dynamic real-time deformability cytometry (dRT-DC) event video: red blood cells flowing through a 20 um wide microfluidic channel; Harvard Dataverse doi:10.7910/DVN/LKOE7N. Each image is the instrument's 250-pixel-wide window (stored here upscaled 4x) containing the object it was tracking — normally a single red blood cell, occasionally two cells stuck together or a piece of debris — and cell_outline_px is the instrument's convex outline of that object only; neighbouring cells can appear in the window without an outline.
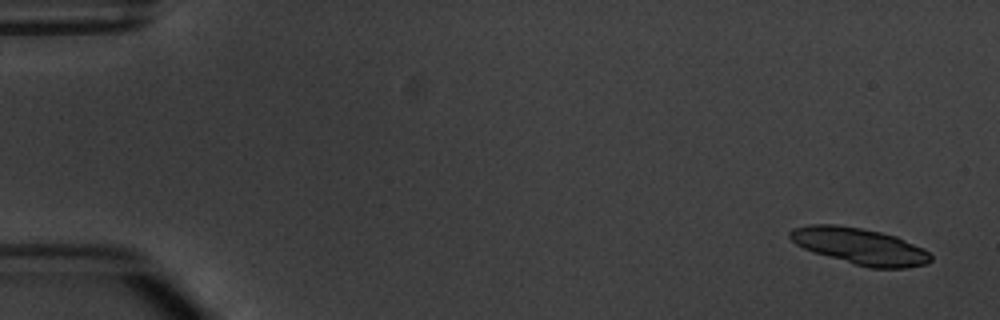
{"species": "common noctule bat (a hibernating species)", "species_latin": "Nyctalus noctula", "temperature_condition": "warm", "stored_images_in_passage": 6, "camera_frame_rate_fps": 3000, "um_per_image_px": 0.085, "animal": {"sex": "male", "body_mass_g": 20.1, "forearm_length_mm": 53.5}, "frame": {"image": 1, "passage_image": 1, "time_ms": 0.0, "image_size_px": [1000, 320], "cell_outline_px": [[932, 260], [924, 264], [904, 268], [868, 268], [828, 256], [804, 248], [796, 244], [788, 236], [788, 232], [792, 228], [808, 224], [836, 224], [860, 228], [880, 232], [896, 236], [924, 248], [932, 256]], "centroid_in_image_um": [73.08, 20.91], "position_along_channel_um": 11.9, "area_um2": 29.71}}